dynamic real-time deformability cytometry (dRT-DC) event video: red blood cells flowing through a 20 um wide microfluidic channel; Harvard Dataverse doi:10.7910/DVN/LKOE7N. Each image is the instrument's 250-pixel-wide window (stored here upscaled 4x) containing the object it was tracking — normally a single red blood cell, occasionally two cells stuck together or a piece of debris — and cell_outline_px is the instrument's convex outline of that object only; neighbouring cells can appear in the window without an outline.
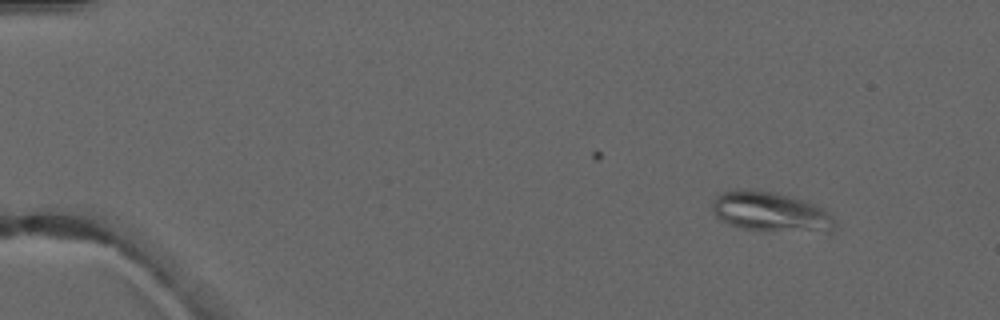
{"species": "common noctule bat (a hibernating species)", "species_latin": "Nyctalus noctula", "temperature_condition": "warm", "stored_images_in_passage": 3, "camera_frame_rate_fps": 3000, "um_per_image_px": 0.085, "animal": {"sex": "male", "forearm_length_mm": 52.5}, "frame": {"image": 1, "passage_image": 1, "time_ms": 0.0, "image_size_px": [1000, 320], "cell_outline_px": [[836, 224], [832, 228], [740, 228], [728, 224], [720, 220], [712, 212], [712, 204], [716, 196], [720, 192], [736, 188], [748, 188], [776, 192], [804, 200], [828, 212], [836, 220]], "centroid_in_image_um": [65.31, 17.89], "position_along_channel_um": 19.7, "area_um2": 27.05}}